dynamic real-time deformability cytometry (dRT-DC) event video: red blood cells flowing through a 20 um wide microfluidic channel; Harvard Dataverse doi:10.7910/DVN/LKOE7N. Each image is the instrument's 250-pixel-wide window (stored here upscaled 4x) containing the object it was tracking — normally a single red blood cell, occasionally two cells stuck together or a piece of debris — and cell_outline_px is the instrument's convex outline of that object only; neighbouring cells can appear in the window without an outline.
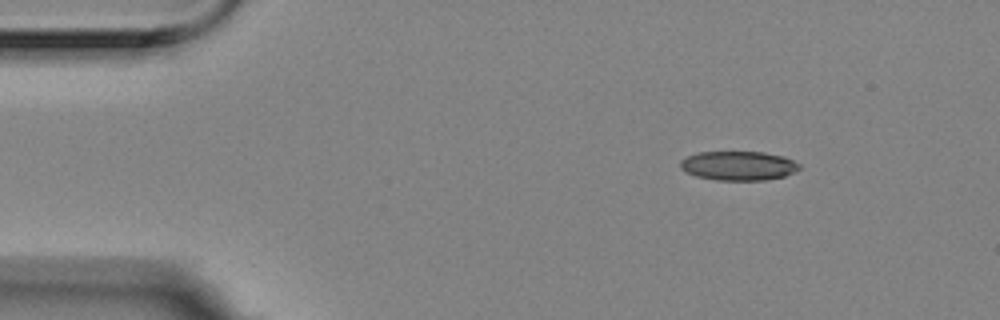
{"species": "Egyptian fruit bat (a non-hibernating species)", "species_latin": "Rousettus aegyptiacus", "temperature_condition": "room temperature", "stored_images_in_passage": 3, "camera_frame_rate_fps": 3000, "um_per_image_px": 0.085, "animal": {"sex": "female"}, "frame": {"image": 1, "passage_image": 1, "time_ms": 0.0, "image_size_px": [1000, 320], "cell_outline_px": [[800, 168], [784, 176], [764, 180], [716, 180], [696, 176], [684, 172], [680, 168], [680, 160], [688, 156], [700, 152], [764, 152], [784, 156], [800, 164]], "centroid_in_image_um": [62.74, 14.09], "position_along_channel_um": 22.3, "area_um2": 20.23}}